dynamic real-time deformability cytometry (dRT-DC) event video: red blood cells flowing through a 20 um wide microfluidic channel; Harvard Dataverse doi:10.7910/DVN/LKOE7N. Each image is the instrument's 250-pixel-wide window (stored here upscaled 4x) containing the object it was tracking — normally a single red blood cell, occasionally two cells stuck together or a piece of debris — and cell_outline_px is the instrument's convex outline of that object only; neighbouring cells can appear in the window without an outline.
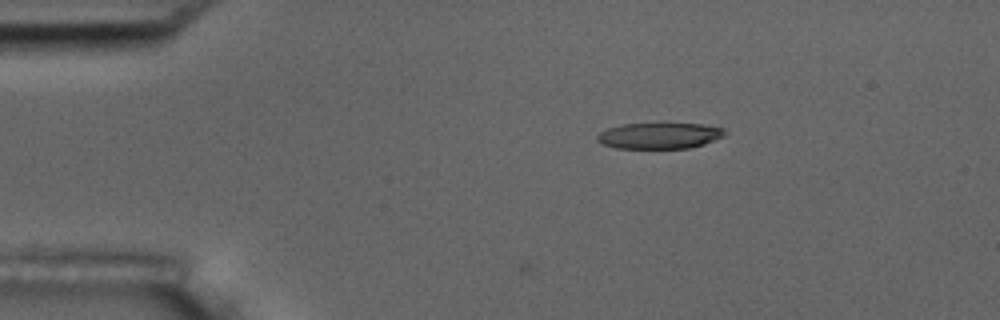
{"species": "common noctule bat (a hibernating species)", "species_latin": "Nyctalus noctula", "temperature_condition": "room temperature", "stored_images_in_passage": 2, "camera_frame_rate_fps": 3000, "um_per_image_px": 0.085, "animal": {"sex": "male", "body_mass_g": 17.5, "forearm_length_mm": 52.3}, "frame": {"image": 1, "passage_image": 2, "time_ms": 0.333, "image_size_px": [1000, 320], "cell_outline_px": [[724, 136], [704, 144], [688, 148], [616, 148], [604, 144], [596, 140], [596, 136], [600, 132], [608, 128], [624, 124], [700, 124], [724, 128]], "centroid_in_image_um": [56.04, 11.54], "position_along_channel_um": 29.0, "area_um2": 19.07}}